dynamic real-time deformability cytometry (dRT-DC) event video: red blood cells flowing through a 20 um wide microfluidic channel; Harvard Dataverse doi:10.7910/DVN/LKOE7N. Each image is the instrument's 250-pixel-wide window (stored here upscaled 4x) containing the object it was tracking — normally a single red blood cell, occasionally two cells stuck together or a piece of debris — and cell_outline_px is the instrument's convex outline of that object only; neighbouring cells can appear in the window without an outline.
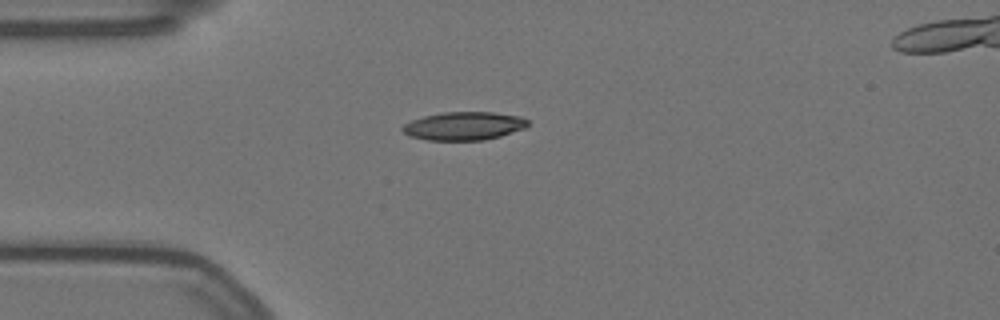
{"species": "Egyptian fruit bat (a non-hibernating species)", "species_latin": "Rousettus aegyptiacus", "temperature_condition": "warm", "stored_images_in_passage": 45, "segment_of_instrument_passage": [1, 2], "camera_frame_rate_fps": 3000, "um_per_image_px": 0.085, "animal": {"sex": "female"}, "frame": {"image": 1, "passage_image": 1, "time_ms": 0.0, "image_size_px": [1000, 320], "cell_outline_px": [[528, 124], [524, 128], [500, 136], [484, 140], [428, 140], [408, 136], [400, 128], [404, 124], [412, 120], [424, 116], [444, 112], [492, 112], [520, 116], [528, 120]], "centroid_in_image_um": [39.41, 10.71], "position_along_channel_um": 45.6, "area_um2": 20.58}}
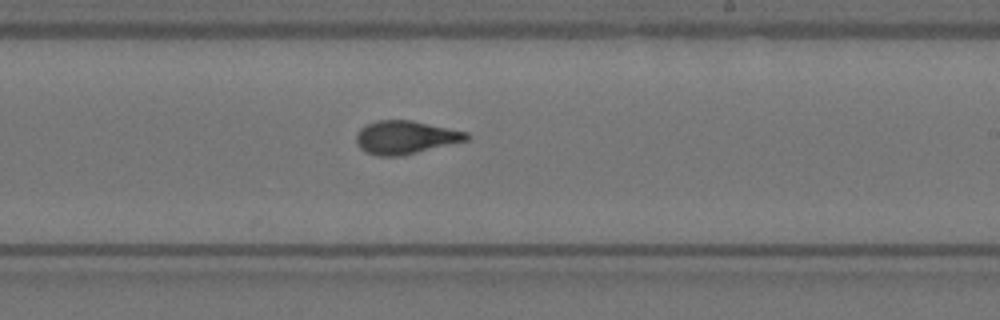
{"frame": {"image": 2, "passage_image": 20, "time_ms": 6.333, "image_size_px": [1000, 320], "cell_outline_px": [[472, 136], [468, 140], [400, 156], [376, 156], [364, 152], [360, 148], [356, 140], [356, 132], [360, 128], [376, 120], [412, 120], [468, 132]], "centroid_in_image_um": [34.45, 11.67], "position_along_channel_um": 254.5, "area_um2": 21.44}}
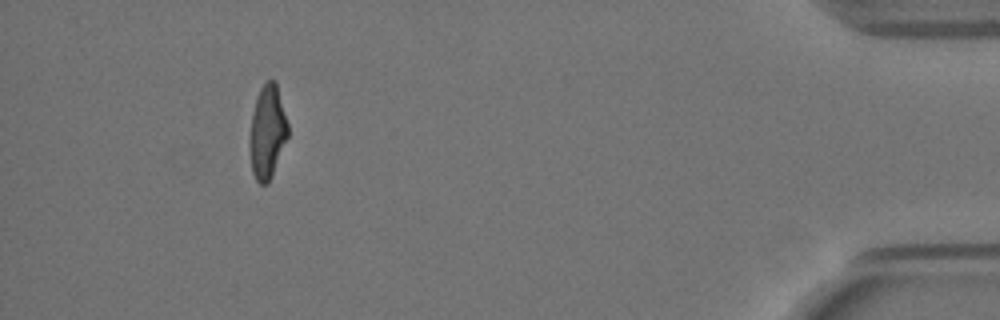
{"frame": {"image": 3, "passage_image": 39, "time_ms": 12.667, "image_size_px": [1000, 320], "cell_outline_px": [[288, 136], [272, 176], [268, 184], [260, 184], [256, 180], [252, 172], [248, 144], [252, 112], [256, 96], [260, 88], [268, 80], [276, 80], [288, 124]], "centroid_in_image_um": [22.71, 11.22], "position_along_channel_um": 412.5, "area_um2": 21.1}}